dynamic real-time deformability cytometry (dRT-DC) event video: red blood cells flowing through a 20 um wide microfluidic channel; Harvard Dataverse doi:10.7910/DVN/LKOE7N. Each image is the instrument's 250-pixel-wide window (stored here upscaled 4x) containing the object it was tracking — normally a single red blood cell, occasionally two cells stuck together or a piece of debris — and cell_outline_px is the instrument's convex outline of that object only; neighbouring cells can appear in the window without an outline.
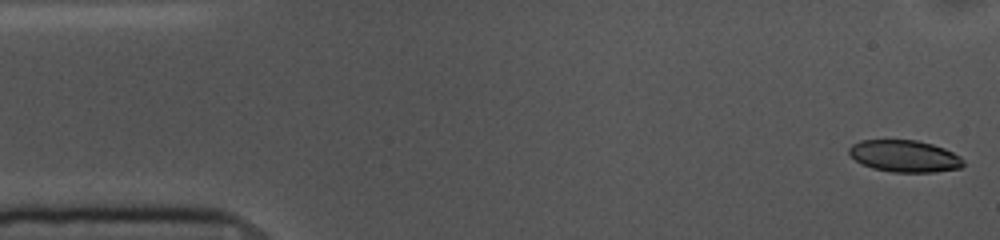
{"species": "common noctule bat (a hibernating species)", "species_latin": "Nyctalus noctula", "temperature_condition": "cold", "stored_images_in_passage": 53, "camera_frame_rate_fps": 3000, "um_per_image_px": 0.085, "animal": {"sex": "female", "body_mass_g": 10.0, "forearm_length_mm": 53.1}, "frame": {"image": 1, "passage_image": 1, "time_ms": 0.0, "image_size_px": [1000, 240], "cell_outline_px": [[964, 164], [960, 168], [936, 172], [892, 172], [872, 168], [856, 160], [848, 152], [848, 148], [852, 144], [860, 140], [916, 140], [932, 144], [944, 148], [960, 156], [964, 160]], "centroid_in_image_um": [76.9, 13.27], "position_along_channel_um": 8.1, "area_um2": 21.21}}
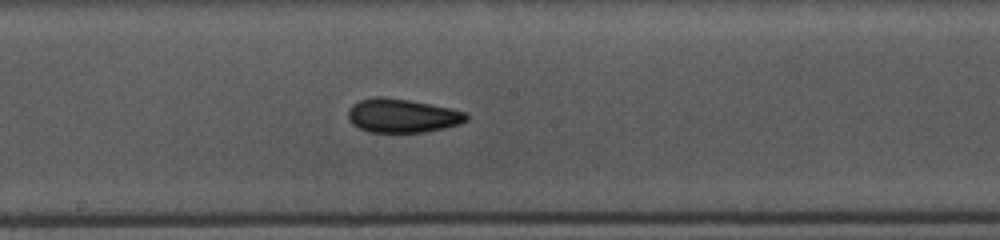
{"frame": {"image": 2, "passage_image": 27, "time_ms": 8.667, "image_size_px": [1000, 240], "cell_outline_px": [[468, 120], [460, 124], [444, 128], [424, 132], [368, 132], [352, 124], [348, 116], [348, 108], [352, 104], [360, 100], [376, 96], [384, 96], [408, 100], [452, 108], [464, 112], [468, 116]], "centroid_in_image_um": [34.18, 9.83], "position_along_channel_um": 214.0, "area_um2": 23.35}}
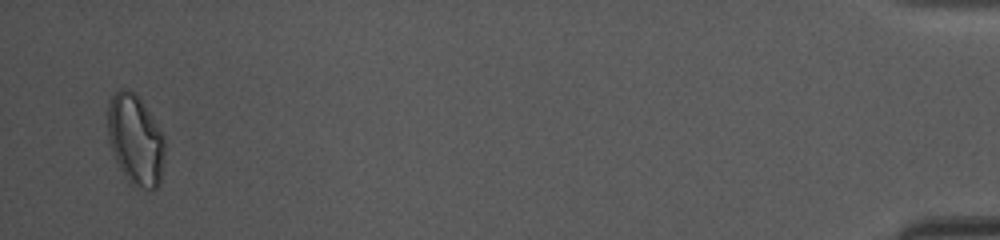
{"frame": {"image": 3, "passage_image": 52, "time_ms": 17.0, "image_size_px": [1000, 240], "cell_outline_px": [[164, 152], [160, 184], [156, 188], [144, 188], [132, 184], [124, 176], [116, 160], [108, 140], [108, 104], [112, 96], [120, 88], [128, 88], [140, 100], [164, 136]], "centroid_in_image_um": [11.5, 11.89], "position_along_channel_um": 423.7, "area_um2": 29.54}, "authors_computed_cell_mechanics": {"area_um2": 23.0044, "velocity_mm_per_s": 3.6215, "shape_relaxation_time_tau1_ms": 3.2684, "shape_relaxation_time_tau2_ms": 2.2903, "deformation_change_tau1": 0.1095, "deformation_change_tau2": 0.0843}}